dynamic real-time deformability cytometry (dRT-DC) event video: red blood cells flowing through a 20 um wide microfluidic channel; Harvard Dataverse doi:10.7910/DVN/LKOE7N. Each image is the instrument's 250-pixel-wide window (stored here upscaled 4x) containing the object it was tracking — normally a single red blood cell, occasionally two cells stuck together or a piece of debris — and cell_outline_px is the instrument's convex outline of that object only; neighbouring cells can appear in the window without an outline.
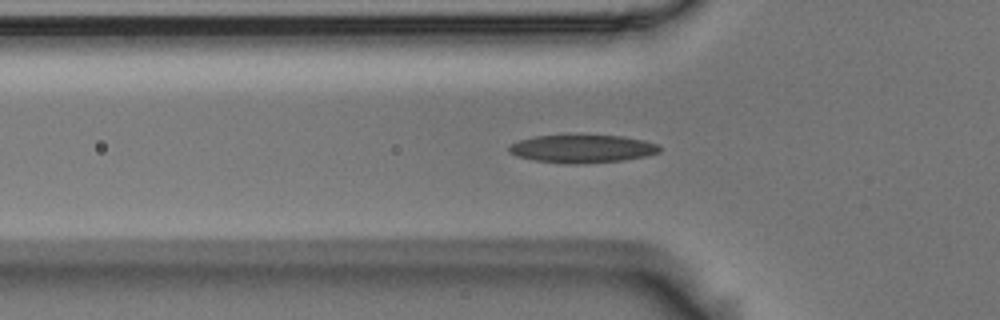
{"species": "Egyptian fruit bat (a non-hibernating species)", "species_latin": "Rousettus aegyptiacus", "temperature_condition": "room temperature", "stored_images_in_passage": 54, "camera_frame_rate_fps": 3000, "um_per_image_px": 0.085, "animal": {"sex": "male"}, "frame": {"image": 1, "passage_image": 17, "time_ms": 5.333, "image_size_px": [1000, 320], "cell_outline_px": [[660, 152], [644, 156], [624, 160], [576, 164], [568, 164], [532, 160], [516, 156], [508, 152], [508, 148], [512, 144], [520, 140], [536, 136], [624, 136], [644, 140], [656, 144], [660, 148]], "centroid_in_image_um": [49.47, 12.66], "position_along_channel_um": 76.3, "area_um2": 24.28}}
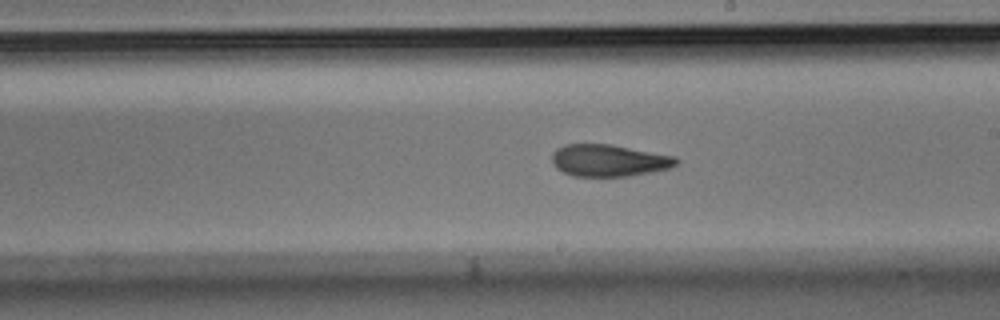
{"frame": {"image": 2, "passage_image": 30, "time_ms": 9.667, "image_size_px": [1000, 320], "cell_outline_px": [[680, 160], [672, 168], [652, 172], [628, 176], [572, 176], [556, 168], [552, 160], [552, 152], [556, 148], [564, 144], [608, 144], [676, 156]], "centroid_in_image_um": [51.76, 13.64], "position_along_channel_um": 237.2, "area_um2": 23.24}}
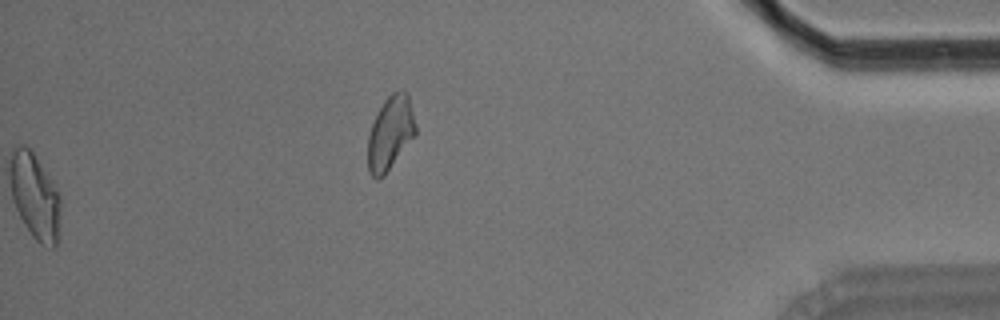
{"frame": {"image": 3, "passage_image": 54, "time_ms": 17.667, "image_size_px": [1000, 320], "cell_outline_px": [[416, 136], [384, 176], [376, 180], [368, 172], [368, 136], [372, 124], [384, 100], [392, 92], [408, 92], [416, 124]], "centroid_in_image_um": [33.19, 11.35], "position_along_channel_um": 402.0, "area_um2": 20.63}, "authors_computed_cell_mechanics": {"area_um2": 23.4668, "velocity_mm_per_s": 3.6858, "shape_relaxation_time_tau1_ms": 5.3043, "shape_relaxation_time_tau2_ms": 3.8415, "deformation_change_tau1": 0.1724, "deformation_change_tau2": 0.1137}}